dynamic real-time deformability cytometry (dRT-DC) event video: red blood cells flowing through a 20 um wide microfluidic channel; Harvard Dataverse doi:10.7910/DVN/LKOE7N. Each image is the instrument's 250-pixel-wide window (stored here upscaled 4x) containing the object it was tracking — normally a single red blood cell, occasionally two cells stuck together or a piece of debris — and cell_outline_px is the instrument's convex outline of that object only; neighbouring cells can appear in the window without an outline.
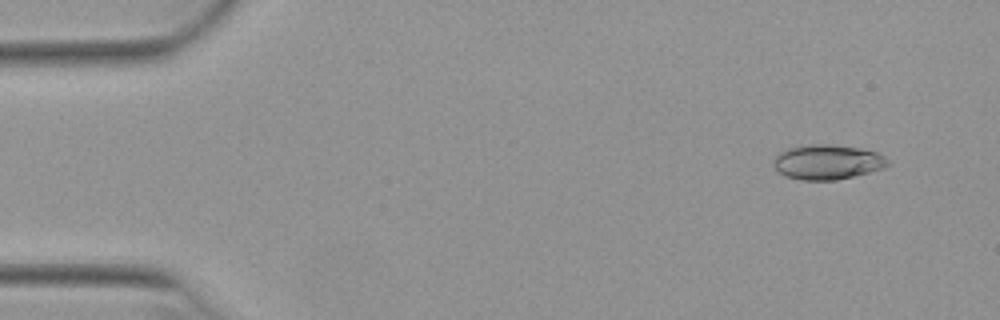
{"species": "Egyptian fruit bat (a non-hibernating species)", "species_latin": "Rousettus aegyptiacus", "temperature_condition": "warm", "stored_images_in_passage": 9, "camera_frame_rate_fps": 3000, "um_per_image_px": 0.085, "animal": {"sex": "female"}, "frame": {"image": 1, "passage_image": 3, "time_ms": 0.667, "image_size_px": [1000, 320], "cell_outline_px": [[892, 164], [884, 168], [836, 180], [800, 180], [784, 176], [772, 164], [776, 156], [780, 152], [788, 148], [812, 144], [832, 144], [860, 148], [876, 152], [884, 156]], "centroid_in_image_um": [70.34, 13.77], "position_along_channel_um": 14.7, "area_um2": 23.18}}